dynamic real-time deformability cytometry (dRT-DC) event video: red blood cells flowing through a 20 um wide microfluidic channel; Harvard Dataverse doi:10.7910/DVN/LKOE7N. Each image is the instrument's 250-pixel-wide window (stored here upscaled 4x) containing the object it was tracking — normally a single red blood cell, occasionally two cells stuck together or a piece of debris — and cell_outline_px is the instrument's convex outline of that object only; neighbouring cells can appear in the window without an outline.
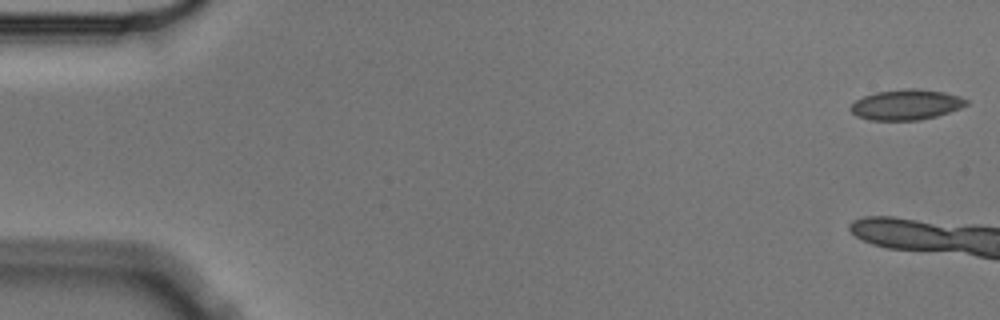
{"species": "Egyptian fruit bat (a non-hibernating species)", "species_latin": "Rousettus aegyptiacus", "temperature_condition": "cold", "stored_images_in_passage": 6, "camera_frame_rate_fps": 3000, "um_per_image_px": 0.085, "animal": {"sex": "male"}, "frame": {"image": 1, "passage_image": 1, "time_ms": 0.0, "image_size_px": [1000, 320], "cell_outline_px": [[968, 104], [960, 108], [936, 116], [920, 120], [872, 120], [856, 116], [848, 108], [856, 100], [864, 96], [876, 92], [908, 88], [916, 88], [944, 92], [960, 96], [968, 100]], "centroid_in_image_um": [77.03, 8.89], "position_along_channel_um": 8.0, "area_um2": 20.46}}
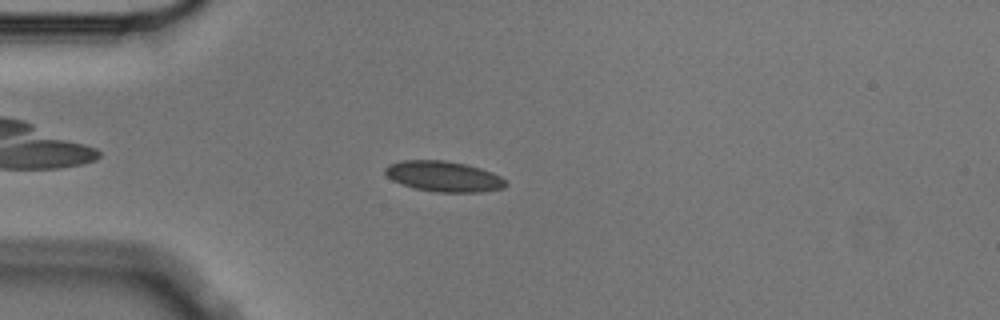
{"frame": {"image": 2, "passage_image": 6, "time_ms": 1.667, "image_size_px": [1000, 320], "cell_outline_px": [[508, 184], [504, 188], [480, 192], [436, 192], [412, 188], [392, 180], [384, 172], [384, 168], [388, 164], [404, 160], [444, 160], [464, 164], [480, 168], [492, 172], [500, 176]], "centroid_in_image_um": [37.7, 15.0], "position_along_channel_um": 47.3, "area_um2": 21.5}}